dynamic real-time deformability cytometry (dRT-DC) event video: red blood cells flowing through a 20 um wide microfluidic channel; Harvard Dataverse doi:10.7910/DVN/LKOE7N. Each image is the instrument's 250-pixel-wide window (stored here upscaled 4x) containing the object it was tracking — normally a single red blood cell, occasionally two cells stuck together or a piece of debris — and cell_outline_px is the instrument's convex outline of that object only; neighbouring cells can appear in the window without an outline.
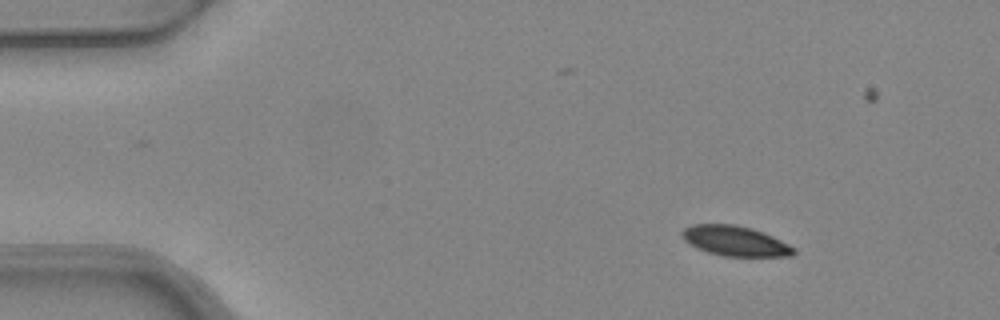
{"species": "common noctule bat (a hibernating species)", "species_latin": "Nyctalus noctula", "temperature_condition": "warm", "stored_images_in_passage": 5, "segment_of_instrument_passage": [1, 2], "camera_frame_rate_fps": 3000, "um_per_image_px": 0.085, "animal": {"sex": "female", "body_mass_g": 24.6, "forearm_length_mm": 56.2}, "frame": {"image": 1, "passage_image": 1, "time_ms": 0.0, "image_size_px": [1000, 320], "cell_outline_px": [[796, 252], [792, 256], [724, 256], [708, 252], [696, 248], [688, 244], [680, 236], [680, 232], [684, 228], [692, 224], [736, 224], [752, 228], [764, 232], [796, 248]], "centroid_in_image_um": [62.46, 20.47], "position_along_channel_um": 22.5, "area_um2": 19.77}}